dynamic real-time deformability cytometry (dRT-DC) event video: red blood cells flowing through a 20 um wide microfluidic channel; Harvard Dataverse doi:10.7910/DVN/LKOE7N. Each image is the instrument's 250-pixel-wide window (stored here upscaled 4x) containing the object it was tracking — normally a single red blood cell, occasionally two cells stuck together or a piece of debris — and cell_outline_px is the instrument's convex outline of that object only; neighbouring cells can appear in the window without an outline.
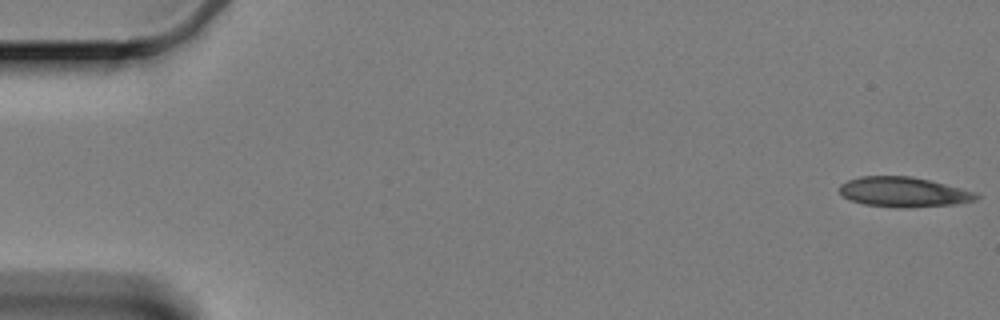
{"species": "Egyptian fruit bat (a non-hibernating species)", "species_latin": "Rousettus aegyptiacus", "temperature_condition": "cold", "stored_images_in_passage": 7, "camera_frame_rate_fps": 3000, "um_per_image_px": 0.085, "animal": {"sex": "female"}, "frame": {"image": 1, "passage_image": 1, "time_ms": 0.0, "image_size_px": [1000, 320], "cell_outline_px": [[980, 196], [976, 200], [952, 204], [864, 204], [852, 200], [844, 196], [840, 192], [840, 184], [848, 180], [860, 176], [908, 176], [928, 180], [976, 192]], "centroid_in_image_um": [76.78, 16.25], "position_along_channel_um": 8.2, "area_um2": 22.2}}